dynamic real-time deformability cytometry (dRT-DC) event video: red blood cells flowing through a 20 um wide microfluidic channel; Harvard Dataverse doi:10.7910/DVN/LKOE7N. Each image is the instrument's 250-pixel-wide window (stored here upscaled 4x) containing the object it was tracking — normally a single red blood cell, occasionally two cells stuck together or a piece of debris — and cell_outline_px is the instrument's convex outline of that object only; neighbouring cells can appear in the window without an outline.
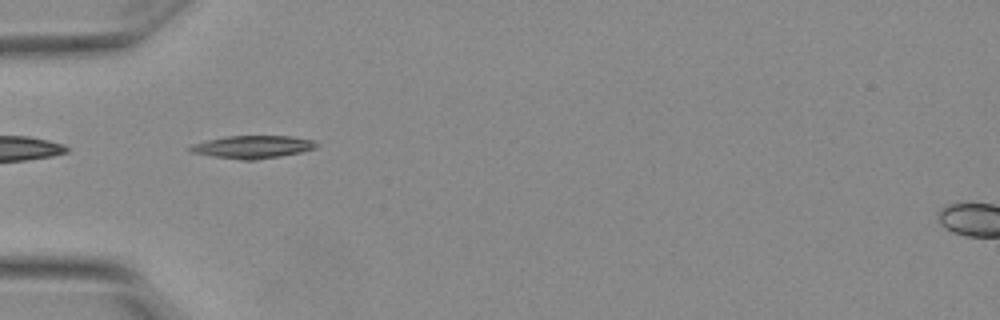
{"species": "Egyptian fruit bat (a non-hibernating species)", "species_latin": "Rousettus aegyptiacus", "temperature_condition": "warm", "stored_images_in_passage": 2, "camera_frame_rate_fps": 3000, "um_per_image_px": 0.085, "animal": {"sex": "female"}, "frame": {"image": 1, "passage_image": 1, "time_ms": 0.0, "image_size_px": [1000, 320], "cell_outline_px": [[320, 144], [316, 148], [300, 152], [280, 156], [256, 160], [240, 160], [212, 156], [192, 152], [188, 148], [192, 144], [224, 136], [292, 136], [312, 140]], "centroid_in_image_um": [21.49, 12.49], "position_along_channel_um": 63.5, "area_um2": 16.7}}
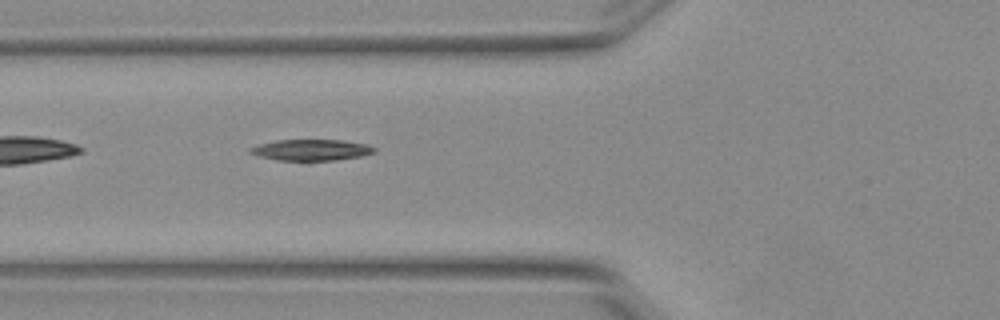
{"frame": {"image": 2, "passage_image": 2, "time_ms": 0.333, "image_size_px": [1000, 320], "cell_outline_px": [[376, 152], [360, 156], [336, 160], [276, 160], [260, 156], [248, 152], [248, 148], [260, 144], [276, 140], [344, 140], [368, 144], [376, 148]], "centroid_in_image_um": [26.47, 12.74], "position_along_channel_um": 99.3, "area_um2": 15.26}}